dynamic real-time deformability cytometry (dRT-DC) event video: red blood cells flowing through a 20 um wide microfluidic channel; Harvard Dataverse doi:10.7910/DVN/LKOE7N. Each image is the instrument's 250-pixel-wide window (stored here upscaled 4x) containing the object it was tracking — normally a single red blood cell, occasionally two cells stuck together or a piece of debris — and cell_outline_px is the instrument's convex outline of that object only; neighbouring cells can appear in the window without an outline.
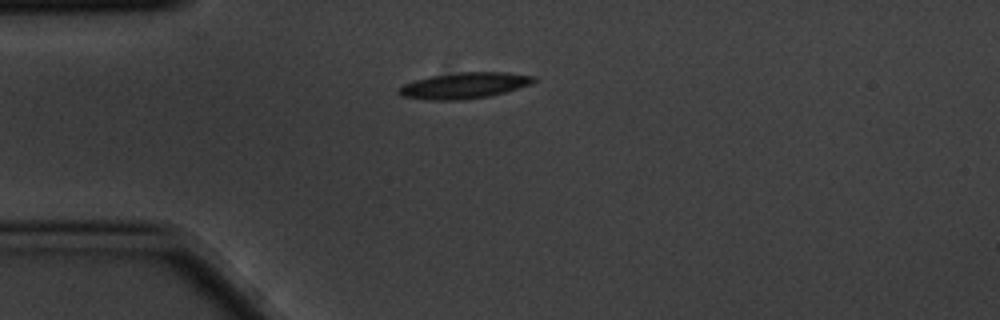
{"species": "common noctule bat (a hibernating species)", "species_latin": "Nyctalus noctula", "temperature_condition": "cold", "stored_images_in_passage": 6, "camera_frame_rate_fps": 3000, "um_per_image_px": 0.085, "animal": {"sex": "male", "body_mass_g": 20.1, "forearm_length_mm": 53.5}, "frame": {"image": 1, "passage_image": 1, "time_ms": 0.0, "image_size_px": [1000, 320], "cell_outline_px": [[536, 80], [528, 84], [504, 92], [488, 96], [460, 100], [428, 100], [400, 96], [396, 92], [396, 88], [404, 84], [428, 76], [460, 72], [508, 72], [536, 76]], "centroid_in_image_um": [39.39, 7.26], "position_along_channel_um": 45.6, "area_um2": 20.46}}
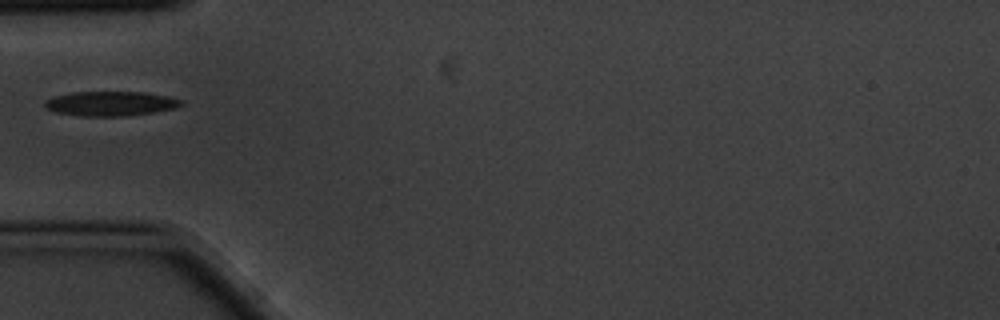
{"frame": {"image": 2, "passage_image": 2, "time_ms": 0.333, "image_size_px": [1000, 320], "cell_outline_px": [[184, 104], [176, 108], [128, 116], [80, 116], [56, 112], [44, 108], [44, 100], [56, 96], [72, 92], [144, 92], [184, 100]], "centroid_in_image_um": [9.38, 8.81], "position_along_channel_um": 75.6, "area_um2": 19.54}}